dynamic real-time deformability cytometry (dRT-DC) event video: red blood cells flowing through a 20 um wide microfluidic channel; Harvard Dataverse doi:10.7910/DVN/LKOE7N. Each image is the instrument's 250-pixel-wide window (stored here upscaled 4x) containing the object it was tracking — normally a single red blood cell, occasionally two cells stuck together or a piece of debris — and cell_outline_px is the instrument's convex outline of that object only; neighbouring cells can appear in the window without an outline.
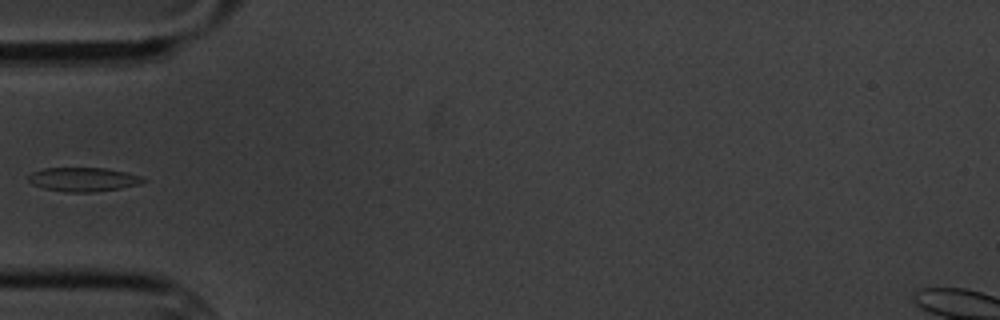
{"species": "common noctule bat (a hibernating species)", "species_latin": "Nyctalus noctula", "temperature_condition": "cold", "stored_images_in_passage": 6, "camera_frame_rate_fps": 3000, "um_per_image_px": 0.085, "animal": {"sex": "male", "body_mass_g": 20.1, "forearm_length_mm": 53.5}, "frame": {"image": 1, "passage_image": 6, "time_ms": 6.0, "image_size_px": [1000, 320], "cell_outline_px": [[148, 180], [140, 184], [120, 188], [92, 192], [68, 192], [44, 188], [32, 184], [28, 180], [28, 176], [32, 172], [44, 168], [104, 168], [128, 172], [140, 176]], "centroid_in_image_um": [7.1, 15.24], "position_along_channel_um": 77.9, "area_um2": 16.01}}